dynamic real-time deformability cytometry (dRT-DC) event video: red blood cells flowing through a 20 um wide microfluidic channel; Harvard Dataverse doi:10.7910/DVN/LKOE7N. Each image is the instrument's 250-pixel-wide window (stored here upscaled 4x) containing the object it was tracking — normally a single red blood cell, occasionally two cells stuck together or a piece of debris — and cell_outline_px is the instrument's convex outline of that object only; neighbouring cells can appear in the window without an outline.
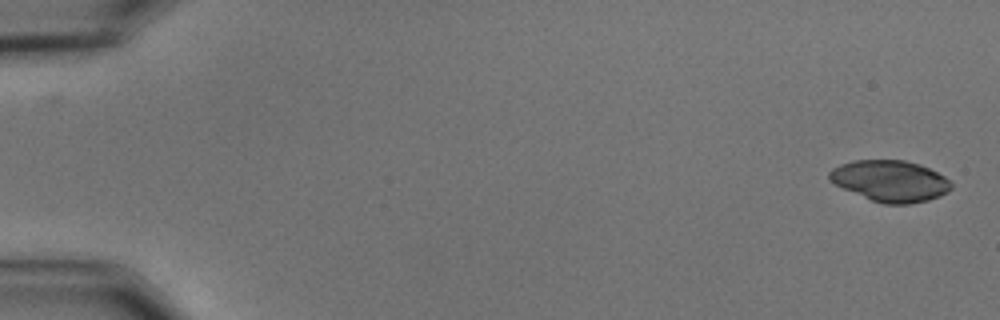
{"species": "common noctule bat (a hibernating species)", "species_latin": "Nyctalus noctula", "temperature_condition": "cold", "stored_images_in_passage": 56, "camera_frame_rate_fps": 3000, "um_per_image_px": 0.085, "animal": {"sex": "male", "body_mass_g": 15.6}, "frame": {"image": 1, "passage_image": 1, "time_ms": 0.0, "image_size_px": [1000, 320], "cell_outline_px": [[952, 188], [948, 192], [940, 196], [928, 200], [908, 204], [884, 204], [872, 200], [844, 188], [828, 180], [828, 172], [832, 168], [840, 164], [852, 160], [904, 160], [920, 164], [944, 176], [952, 184]], "centroid_in_image_um": [75.66, 15.37], "position_along_channel_um": 9.3, "area_um2": 29.19}}
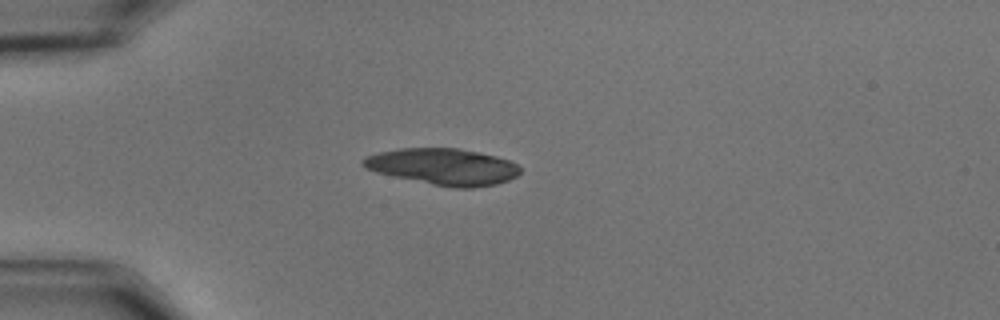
{"frame": {"image": 2, "passage_image": 15, "time_ms": 4.667, "image_size_px": [1000, 320], "cell_outline_px": [[520, 172], [516, 176], [508, 180], [496, 184], [472, 188], [452, 188], [392, 176], [376, 172], [364, 168], [360, 164], [360, 160], [364, 156], [380, 152], [400, 148], [460, 148], [480, 152], [496, 156], [508, 160], [516, 164], [520, 168]], "centroid_in_image_um": [37.63, 14.16], "position_along_channel_um": 47.4, "area_um2": 33.52}}